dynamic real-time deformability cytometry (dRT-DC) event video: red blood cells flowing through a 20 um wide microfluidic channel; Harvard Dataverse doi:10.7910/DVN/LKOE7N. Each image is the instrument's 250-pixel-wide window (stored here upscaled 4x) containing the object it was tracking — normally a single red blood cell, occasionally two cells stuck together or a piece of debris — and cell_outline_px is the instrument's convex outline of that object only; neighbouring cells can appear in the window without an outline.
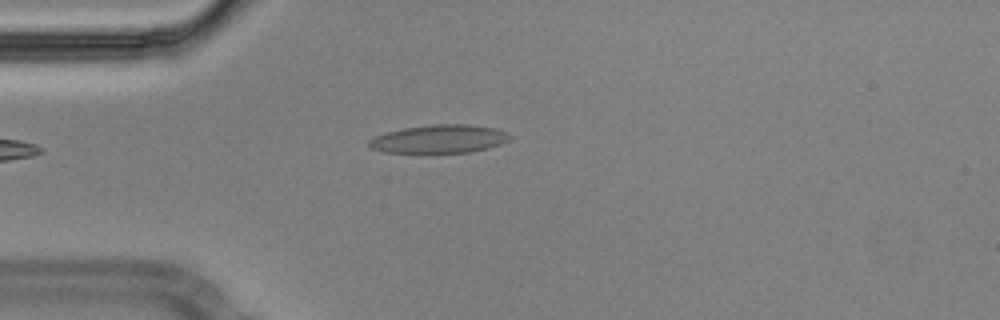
{"species": "Egyptian fruit bat (a non-hibernating species)", "species_latin": "Rousettus aegyptiacus", "temperature_condition": "cold", "stored_images_in_passage": 42, "camera_frame_rate_fps": 3000, "um_per_image_px": 0.085, "animal": {"sex": "male"}, "frame": {"image": 1, "passage_image": 1, "time_ms": 0.0, "image_size_px": [1000, 320], "cell_outline_px": [[512, 136], [508, 140], [500, 144], [488, 148], [468, 152], [384, 152], [368, 148], [368, 140], [372, 136], [404, 128], [432, 124], [468, 124], [496, 128]], "centroid_in_image_um": [37.29, 11.8], "position_along_channel_um": 47.7, "area_um2": 23.12}}
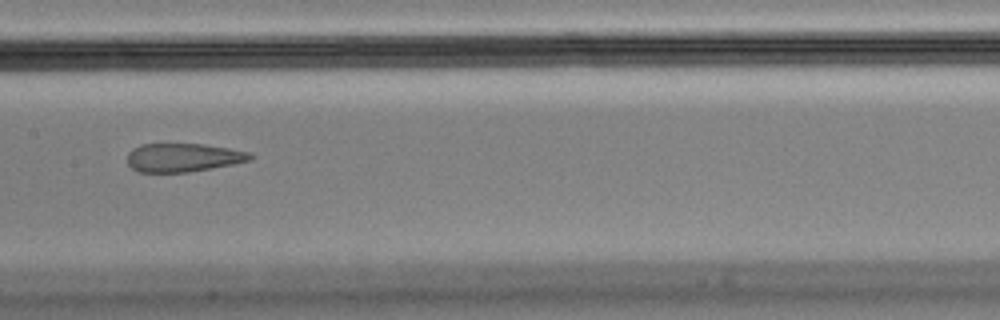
{"frame": {"image": 2, "passage_image": 14, "time_ms": 4.333, "image_size_px": [1000, 320], "cell_outline_px": [[256, 156], [252, 160], [232, 164], [188, 172], [140, 172], [132, 168], [128, 164], [128, 152], [132, 148], [140, 144], [204, 144], [252, 152]], "centroid_in_image_um": [15.6, 13.38], "position_along_channel_um": 191.8, "area_um2": 20.52}}
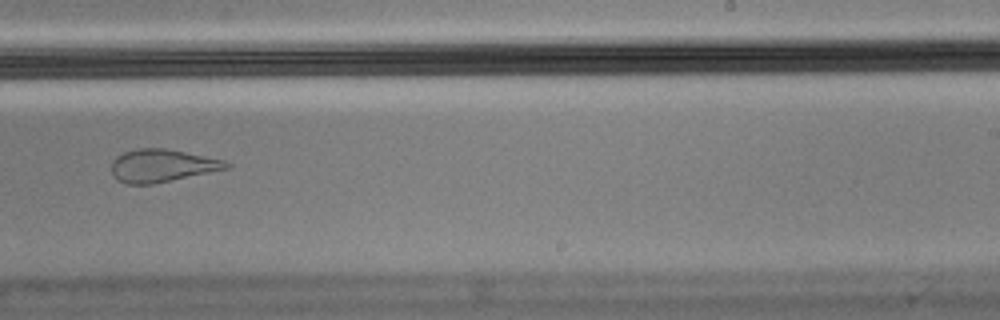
{"frame": {"image": 3, "passage_image": 21, "time_ms": 6.667, "image_size_px": [1000, 320], "cell_outline_px": [[232, 168], [152, 184], [128, 184], [116, 180], [112, 176], [112, 160], [116, 156], [124, 152], [136, 148], [164, 148], [224, 160], [232, 164]], "centroid_in_image_um": [13.77, 14.08], "position_along_channel_um": 275.2, "area_um2": 22.02}, "authors_computed_cell_mechanics": {"area_um2": 23.409, "velocity_mm_per_s": 3.5925, "shape_relaxation_time_tau1_ms": null, "shape_relaxation_time_tau2_ms": 1.6346, "deformation_change_tau1": null, "deformation_change_tau2": 0.0976}}